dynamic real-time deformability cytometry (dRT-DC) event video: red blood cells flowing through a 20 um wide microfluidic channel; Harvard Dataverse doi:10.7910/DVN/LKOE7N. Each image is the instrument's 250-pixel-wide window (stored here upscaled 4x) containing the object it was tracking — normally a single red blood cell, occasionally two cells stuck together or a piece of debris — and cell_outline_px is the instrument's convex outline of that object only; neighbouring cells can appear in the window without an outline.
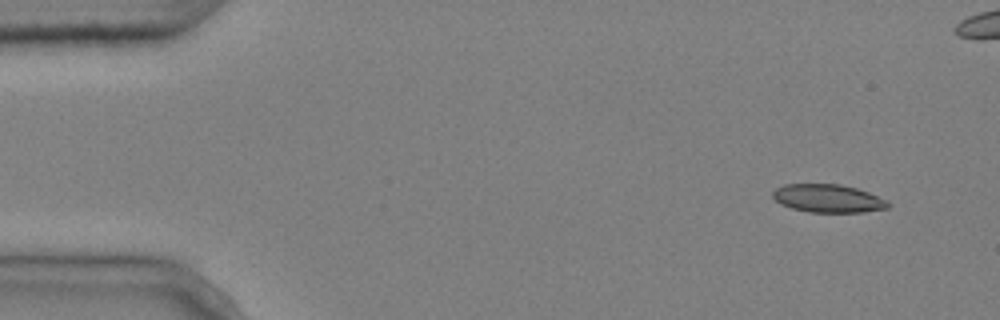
{"species": "common noctule bat (a hibernating species)", "species_latin": "Nyctalus noctula", "temperature_condition": "cold", "stored_images_in_passage": 5, "camera_frame_rate_fps": 3000, "um_per_image_px": 0.085, "animal": {"sex": "male", "body_mass_g": 20.4}, "frame": {"image": 1, "passage_image": 1, "time_ms": 0.0, "image_size_px": [1000, 320], "cell_outline_px": [[892, 204], [888, 208], [864, 212], [808, 212], [792, 208], [780, 204], [772, 196], [772, 192], [776, 188], [784, 184], [840, 184], [856, 188], [868, 192], [888, 200]], "centroid_in_image_um": [70.4, 16.86], "position_along_channel_um": 14.6, "area_um2": 19.02}}
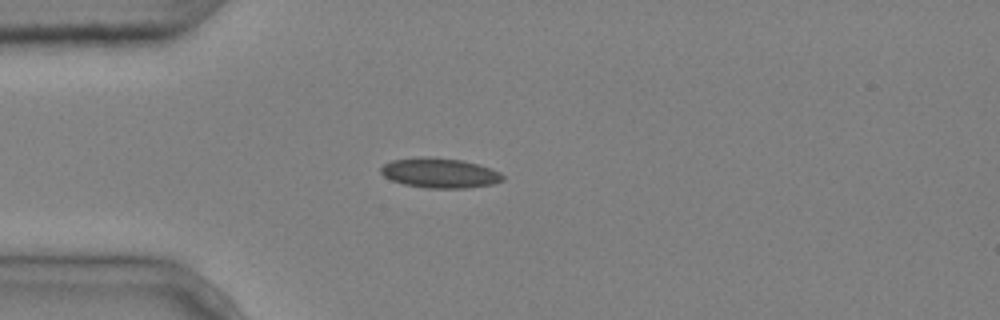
{"frame": {"image": 2, "passage_image": 4, "time_ms": 1.0, "image_size_px": [1000, 320], "cell_outline_px": [[504, 180], [492, 184], [468, 188], [424, 188], [404, 184], [392, 180], [384, 176], [380, 172], [380, 168], [384, 164], [392, 160], [424, 156], [428, 156], [460, 160], [480, 164], [492, 168], [500, 172], [504, 176]], "centroid_in_image_um": [37.4, 14.7], "position_along_channel_um": 47.6, "area_um2": 21.39}}